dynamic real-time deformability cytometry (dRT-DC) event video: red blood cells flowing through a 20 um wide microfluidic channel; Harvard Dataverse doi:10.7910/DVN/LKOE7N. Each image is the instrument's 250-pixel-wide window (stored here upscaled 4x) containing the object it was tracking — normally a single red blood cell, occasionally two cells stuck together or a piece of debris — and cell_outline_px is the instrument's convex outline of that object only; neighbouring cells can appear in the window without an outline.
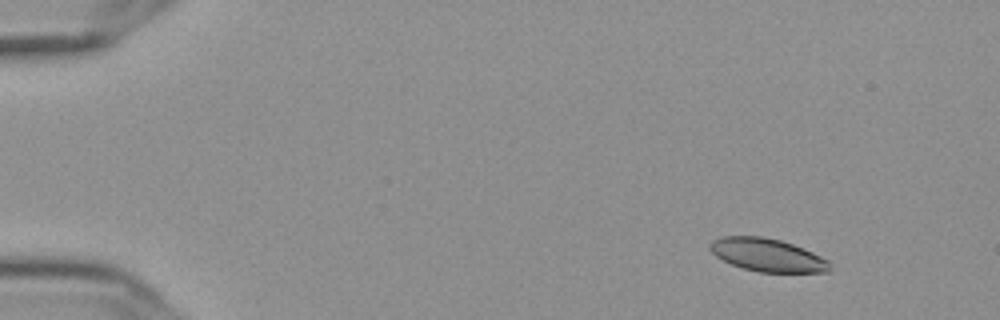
{"species": "Egyptian fruit bat (a non-hibernating species)", "species_latin": "Rousettus aegyptiacus", "temperature_condition": "cold", "stored_images_in_passage": 18, "camera_frame_rate_fps": 3000, "um_per_image_px": 0.085, "frame": {"image": 1, "passage_image": 1, "time_ms": 0.0, "image_size_px": [1000, 320], "cell_outline_px": [[828, 272], [760, 272], [744, 268], [732, 264], [716, 256], [708, 248], [708, 244], [712, 240], [720, 236], [760, 236], [780, 240], [792, 244], [812, 252], [828, 260]], "centroid_in_image_um": [65.17, 21.66], "position_along_channel_um": 19.8, "area_um2": 22.77}}
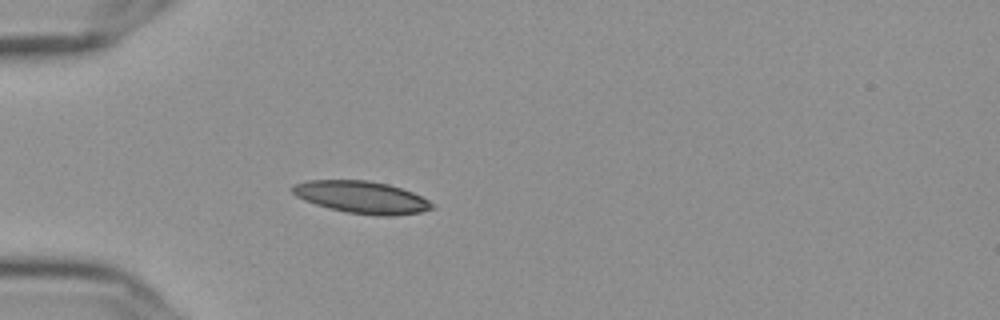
{"frame": {"image": 2, "passage_image": 12, "time_ms": 3.667, "image_size_px": [1000, 320], "cell_outline_px": [[436, 208], [420, 212], [392, 216], [376, 216], [348, 212], [328, 208], [304, 200], [296, 196], [288, 188], [292, 184], [308, 180], [368, 180], [388, 184], [412, 192], [436, 204]], "centroid_in_image_um": [30.73, 16.76], "position_along_channel_um": 54.3, "area_um2": 26.41}}
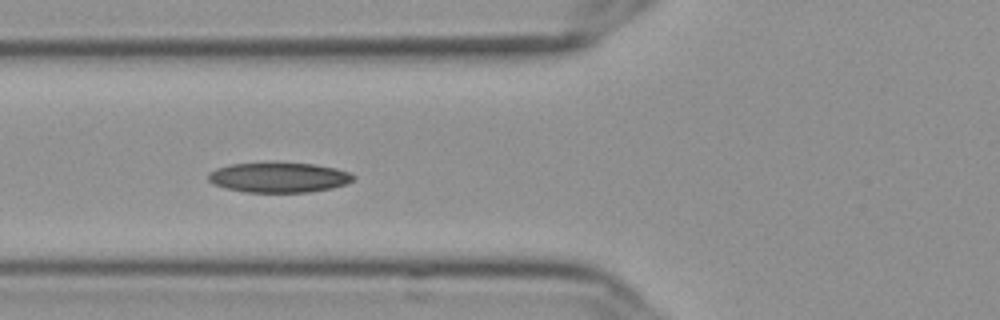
{"frame": {"image": 3, "passage_image": 17, "time_ms": 5.333, "image_size_px": [1000, 320], "cell_outline_px": [[356, 176], [348, 184], [332, 188], [308, 192], [244, 192], [224, 188], [212, 184], [208, 180], [208, 172], [216, 168], [228, 164], [312, 164], [336, 168], [348, 172]], "centroid_in_image_um": [23.67, 15.1], "position_along_channel_um": 102.1, "area_um2": 25.14}}